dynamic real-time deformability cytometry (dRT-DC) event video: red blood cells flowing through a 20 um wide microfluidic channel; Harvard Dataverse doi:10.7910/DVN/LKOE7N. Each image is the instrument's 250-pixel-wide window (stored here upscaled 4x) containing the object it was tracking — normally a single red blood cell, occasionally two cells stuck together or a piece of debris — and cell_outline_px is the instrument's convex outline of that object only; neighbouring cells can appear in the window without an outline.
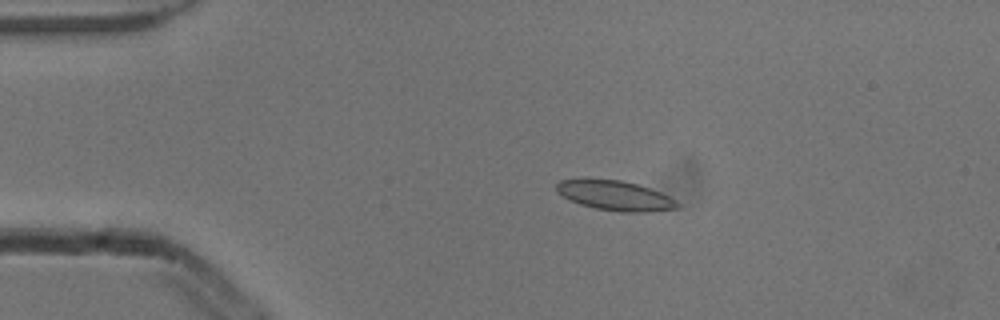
{"species": "common noctule bat (a hibernating species)", "species_latin": "Nyctalus noctula", "temperature_condition": "cold", "stored_images_in_passage": 5, "camera_frame_rate_fps": 3000, "um_per_image_px": 0.085, "animal": {"sex": "male", "body_mass_g": 13.3}, "frame": {"image": 1, "passage_image": 3, "time_ms": 0.667, "image_size_px": [1000, 320], "cell_outline_px": [[680, 208], [652, 212], [620, 212], [596, 208], [580, 204], [568, 200], [556, 192], [556, 184], [560, 180], [584, 176], [588, 176], [620, 180], [640, 184], [660, 192], [676, 200], [680, 204]], "centroid_in_image_um": [52.23, 16.58], "position_along_channel_um": 32.8, "area_um2": 21.91}}
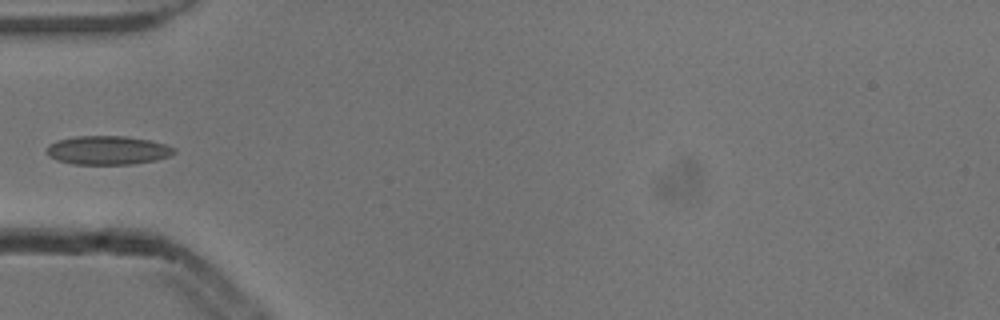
{"frame": {"image": 2, "passage_image": 5, "time_ms": 1.333, "image_size_px": [1000, 320], "cell_outline_px": [[176, 152], [168, 156], [156, 160], [132, 164], [72, 164], [56, 160], [48, 156], [44, 152], [48, 144], [56, 140], [76, 136], [124, 136], [152, 140], [176, 148]], "centroid_in_image_um": [9.11, 12.77], "position_along_channel_um": 75.9, "area_um2": 21.62}}